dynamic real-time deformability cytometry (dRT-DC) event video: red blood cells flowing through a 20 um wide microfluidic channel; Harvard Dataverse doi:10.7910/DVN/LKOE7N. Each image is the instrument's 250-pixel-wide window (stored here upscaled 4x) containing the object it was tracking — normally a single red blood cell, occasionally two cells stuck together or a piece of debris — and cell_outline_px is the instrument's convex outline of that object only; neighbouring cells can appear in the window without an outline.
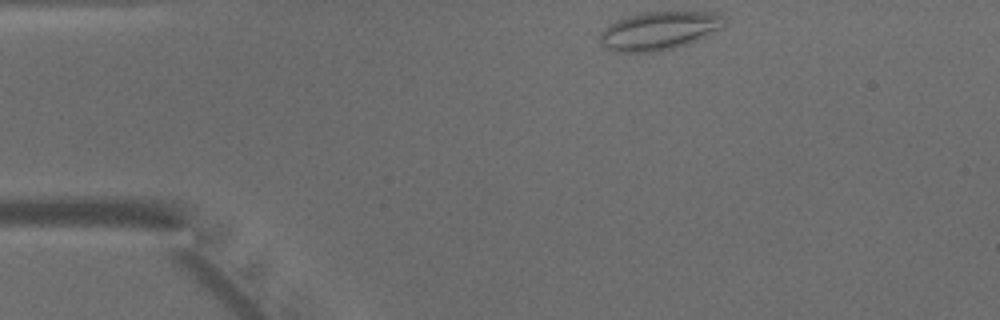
{"species": "common noctule bat (a hibernating species)", "species_latin": "Nyctalus noctula", "temperature_condition": "warm", "stored_images_in_passage": 40, "camera_frame_rate_fps": 3000, "um_per_image_px": 0.085, "animal": {"sex": "male", "body_mass_g": 15.6}, "frame": {"image": 1, "passage_image": 1, "time_ms": 0.0, "image_size_px": [1000, 320], "cell_outline_px": [[724, 28], [688, 44], [656, 52], [612, 52], [600, 44], [600, 32], [604, 28], [616, 20], [628, 16], [644, 12], [708, 12], [720, 16], [724, 20]], "centroid_in_image_um": [55.98, 2.63], "position_along_channel_um": 29.0, "area_um2": 27.74}}
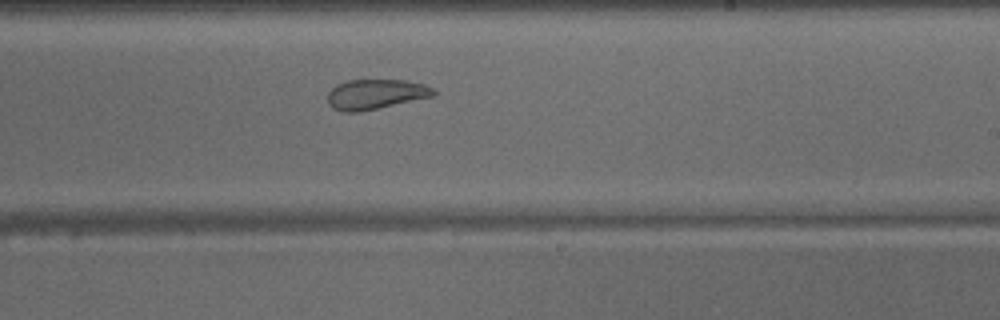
{"frame": {"image": 2, "passage_image": 21, "time_ms": 6.667, "image_size_px": [1000, 320], "cell_outline_px": [[436, 92], [432, 96], [360, 112], [344, 112], [332, 108], [328, 104], [328, 92], [336, 84], [348, 80], [404, 80], [424, 84], [432, 88]], "centroid_in_image_um": [31.87, 8.01], "position_along_channel_um": 257.1, "area_um2": 18.38}}
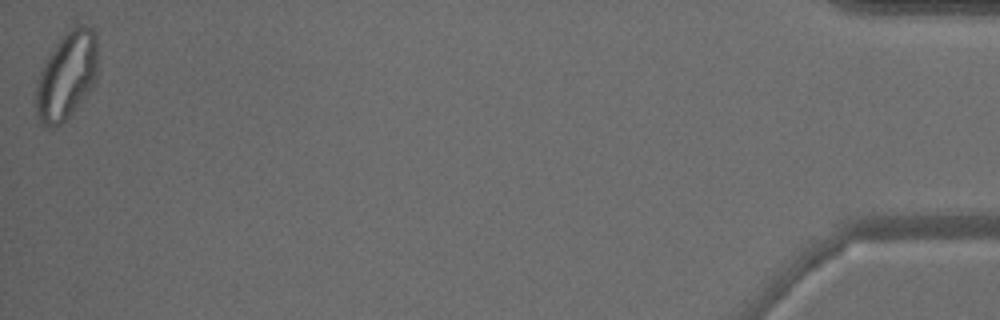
{"frame": {"image": 3, "passage_image": 40, "time_ms": 13.0, "image_size_px": [1000, 320], "cell_outline_px": [[96, 76], [92, 84], [72, 112], [60, 124], [52, 128], [48, 128], [40, 124], [36, 116], [36, 84], [44, 60], [56, 44], [72, 24], [84, 24], [92, 28], [96, 40]], "centroid_in_image_um": [5.62, 6.41], "position_along_channel_um": 429.6, "area_um2": 31.27}}